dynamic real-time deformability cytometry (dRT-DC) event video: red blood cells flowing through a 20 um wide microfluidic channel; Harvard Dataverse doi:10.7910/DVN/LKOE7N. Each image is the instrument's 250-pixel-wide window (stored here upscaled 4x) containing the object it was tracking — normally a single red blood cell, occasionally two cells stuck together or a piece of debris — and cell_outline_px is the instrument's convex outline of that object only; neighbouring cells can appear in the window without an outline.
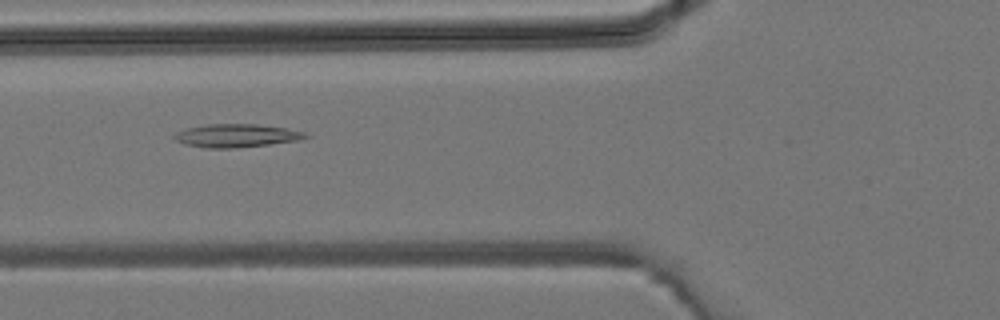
{"species": "common noctule bat (a hibernating species)", "species_latin": "Nyctalus noctula", "temperature_condition": "room temperature", "stored_images_in_passage": 31, "camera_frame_rate_fps": 3000, "um_per_image_px": 0.085, "animal": {"sex": "male", "body_mass_g": 19.2, "forearm_length_mm": 51.8}, "frame": {"image": 1, "passage_image": 6, "time_ms": 1.667, "image_size_px": [1000, 320], "cell_outline_px": [[312, 136], [296, 140], [268, 144], [236, 148], [208, 148], [184, 144], [176, 140], [172, 136], [176, 132], [188, 128], [208, 124], [256, 124], [284, 128], [308, 132]], "centroid_in_image_um": [20.1, 11.53], "position_along_channel_um": 105.7, "area_um2": 17.63}}
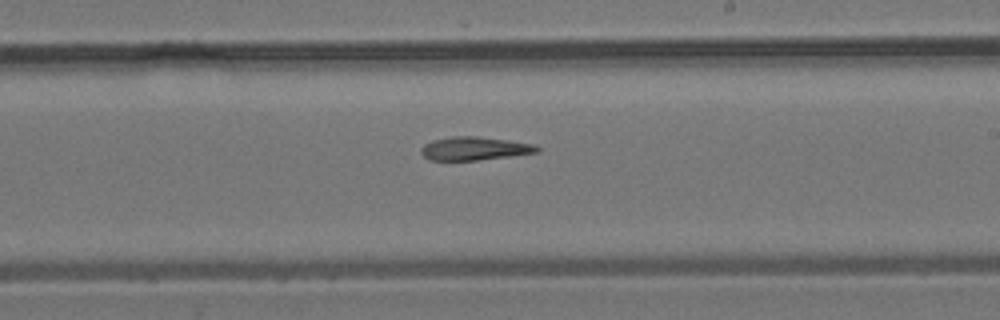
{"frame": {"image": 2, "passage_image": 15, "time_ms": 4.667, "image_size_px": [1000, 320], "cell_outline_px": [[540, 152], [480, 160], [428, 160], [420, 152], [420, 148], [424, 144], [432, 140], [452, 136], [476, 136], [508, 140], [532, 144], [540, 148]], "centroid_in_image_um": [40.3, 12.62], "position_along_channel_um": 248.7, "area_um2": 15.84}}
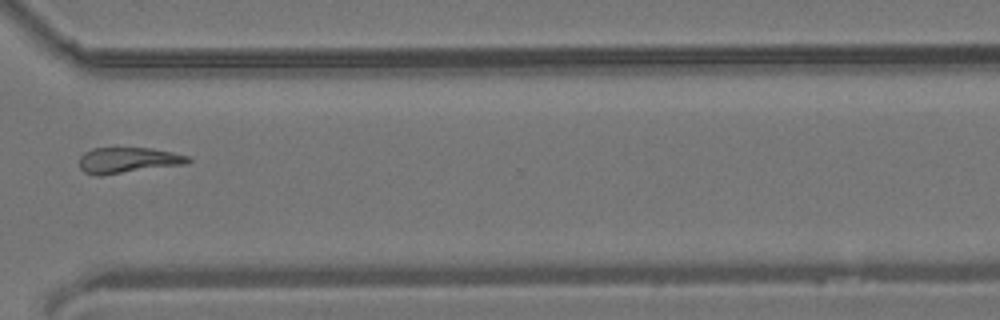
{"frame": {"image": 3, "passage_image": 22, "time_ms": 7.0, "image_size_px": [1000, 320], "cell_outline_px": [[192, 160], [188, 164], [100, 176], [96, 176], [84, 172], [80, 168], [80, 156], [84, 152], [92, 148], [152, 148], [192, 156]], "centroid_in_image_um": [10.92, 13.62], "position_along_channel_um": 359.7, "area_um2": 16.65}}